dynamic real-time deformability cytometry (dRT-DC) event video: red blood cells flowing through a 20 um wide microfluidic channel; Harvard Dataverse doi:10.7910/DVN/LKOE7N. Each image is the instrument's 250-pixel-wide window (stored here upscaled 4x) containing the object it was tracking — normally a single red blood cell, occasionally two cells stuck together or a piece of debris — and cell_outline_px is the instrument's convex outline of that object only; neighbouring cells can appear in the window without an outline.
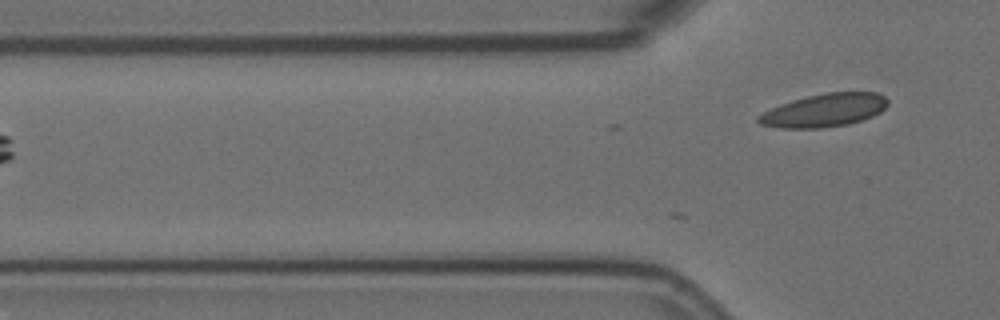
{"species": "Egyptian fruit bat (a non-hibernating species)", "species_latin": "Rousettus aegyptiacus", "temperature_condition": "room temperature", "stored_images_in_passage": 4, "camera_frame_rate_fps": 3000, "um_per_image_px": 0.085, "animal": {"sex": "female"}, "frame": {"image": 1, "passage_image": 4, "time_ms": 1.0, "image_size_px": [1000, 320], "cell_outline_px": [[888, 104], [880, 112], [864, 120], [848, 124], [820, 128], [780, 128], [760, 124], [756, 120], [756, 116], [780, 104], [792, 100], [824, 92], [876, 92], [884, 96], [888, 100]], "centroid_in_image_um": [70.07, 9.37], "position_along_channel_um": 55.7, "area_um2": 25.03}}